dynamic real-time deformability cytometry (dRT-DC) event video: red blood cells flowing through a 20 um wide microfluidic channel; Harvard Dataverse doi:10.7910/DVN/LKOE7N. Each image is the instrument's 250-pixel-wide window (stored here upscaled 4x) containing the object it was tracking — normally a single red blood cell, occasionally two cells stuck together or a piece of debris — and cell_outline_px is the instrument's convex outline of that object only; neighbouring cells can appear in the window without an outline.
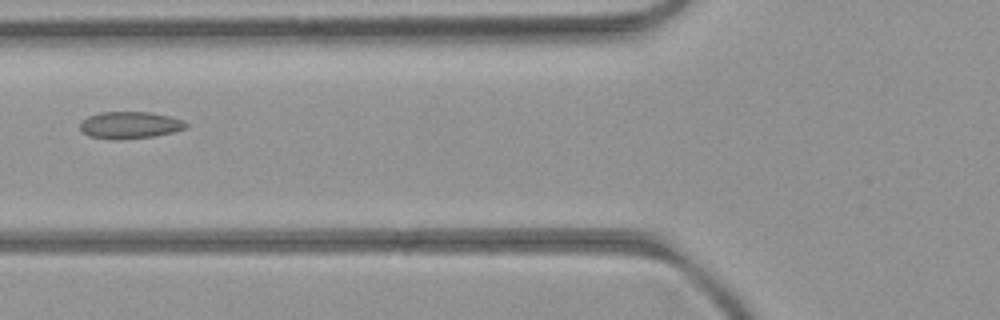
{"species": "common noctule bat (a hibernating species)", "species_latin": "Nyctalus noctula", "temperature_condition": "room temperature", "stored_images_in_passage": 5, "camera_frame_rate_fps": 3000, "um_per_image_px": 0.085, "animal": {"sex": "female", "body_mass_g": 21.9}, "frame": {"image": 1, "passage_image": 5, "time_ms": 4.667, "image_size_px": [1000, 320], "cell_outline_px": [[188, 128], [172, 132], [152, 136], [116, 140], [88, 136], [80, 128], [80, 124], [88, 116], [100, 112], [152, 112], [184, 120], [188, 124]], "centroid_in_image_um": [11.06, 10.63], "position_along_channel_um": 114.7, "area_um2": 16.59}}